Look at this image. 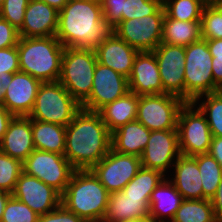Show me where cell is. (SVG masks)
Returning a JSON list of instances; mask_svg holds the SVG:
<instances>
[{
    "label": "cell",
    "mask_w": 222,
    "mask_h": 222,
    "mask_svg": "<svg viewBox=\"0 0 222 222\" xmlns=\"http://www.w3.org/2000/svg\"><path fill=\"white\" fill-rule=\"evenodd\" d=\"M111 137L98 112L81 109L66 126L64 156L76 170L91 169L110 151Z\"/></svg>",
    "instance_id": "obj_1"
},
{
    "label": "cell",
    "mask_w": 222,
    "mask_h": 222,
    "mask_svg": "<svg viewBox=\"0 0 222 222\" xmlns=\"http://www.w3.org/2000/svg\"><path fill=\"white\" fill-rule=\"evenodd\" d=\"M171 222H220L208 199L183 200Z\"/></svg>",
    "instance_id": "obj_29"
},
{
    "label": "cell",
    "mask_w": 222,
    "mask_h": 222,
    "mask_svg": "<svg viewBox=\"0 0 222 222\" xmlns=\"http://www.w3.org/2000/svg\"><path fill=\"white\" fill-rule=\"evenodd\" d=\"M210 201L213 206L215 217L222 222V178L218 185L217 192Z\"/></svg>",
    "instance_id": "obj_44"
},
{
    "label": "cell",
    "mask_w": 222,
    "mask_h": 222,
    "mask_svg": "<svg viewBox=\"0 0 222 222\" xmlns=\"http://www.w3.org/2000/svg\"><path fill=\"white\" fill-rule=\"evenodd\" d=\"M34 150L32 119L14 116L0 142V151L23 162Z\"/></svg>",
    "instance_id": "obj_22"
},
{
    "label": "cell",
    "mask_w": 222,
    "mask_h": 222,
    "mask_svg": "<svg viewBox=\"0 0 222 222\" xmlns=\"http://www.w3.org/2000/svg\"><path fill=\"white\" fill-rule=\"evenodd\" d=\"M200 39L201 21H181L165 15L161 43L186 47Z\"/></svg>",
    "instance_id": "obj_28"
},
{
    "label": "cell",
    "mask_w": 222,
    "mask_h": 222,
    "mask_svg": "<svg viewBox=\"0 0 222 222\" xmlns=\"http://www.w3.org/2000/svg\"><path fill=\"white\" fill-rule=\"evenodd\" d=\"M183 200L182 195L166 176L151 194L150 218L155 222H171Z\"/></svg>",
    "instance_id": "obj_25"
},
{
    "label": "cell",
    "mask_w": 222,
    "mask_h": 222,
    "mask_svg": "<svg viewBox=\"0 0 222 222\" xmlns=\"http://www.w3.org/2000/svg\"><path fill=\"white\" fill-rule=\"evenodd\" d=\"M23 162L0 151V190L13 193Z\"/></svg>",
    "instance_id": "obj_35"
},
{
    "label": "cell",
    "mask_w": 222,
    "mask_h": 222,
    "mask_svg": "<svg viewBox=\"0 0 222 222\" xmlns=\"http://www.w3.org/2000/svg\"><path fill=\"white\" fill-rule=\"evenodd\" d=\"M64 49L56 36L20 37L17 44L20 71L42 83L57 82Z\"/></svg>",
    "instance_id": "obj_4"
},
{
    "label": "cell",
    "mask_w": 222,
    "mask_h": 222,
    "mask_svg": "<svg viewBox=\"0 0 222 222\" xmlns=\"http://www.w3.org/2000/svg\"><path fill=\"white\" fill-rule=\"evenodd\" d=\"M208 0H165V13L181 21H201L204 6Z\"/></svg>",
    "instance_id": "obj_33"
},
{
    "label": "cell",
    "mask_w": 222,
    "mask_h": 222,
    "mask_svg": "<svg viewBox=\"0 0 222 222\" xmlns=\"http://www.w3.org/2000/svg\"><path fill=\"white\" fill-rule=\"evenodd\" d=\"M128 92H130L128 78L97 62L92 91L90 96L81 104V108L98 112L106 104L125 96Z\"/></svg>",
    "instance_id": "obj_14"
},
{
    "label": "cell",
    "mask_w": 222,
    "mask_h": 222,
    "mask_svg": "<svg viewBox=\"0 0 222 222\" xmlns=\"http://www.w3.org/2000/svg\"><path fill=\"white\" fill-rule=\"evenodd\" d=\"M127 222H155L152 218H147V219H141V220H130Z\"/></svg>",
    "instance_id": "obj_51"
},
{
    "label": "cell",
    "mask_w": 222,
    "mask_h": 222,
    "mask_svg": "<svg viewBox=\"0 0 222 222\" xmlns=\"http://www.w3.org/2000/svg\"><path fill=\"white\" fill-rule=\"evenodd\" d=\"M12 196L25 203L39 216L61 205V194L38 178L22 172Z\"/></svg>",
    "instance_id": "obj_16"
},
{
    "label": "cell",
    "mask_w": 222,
    "mask_h": 222,
    "mask_svg": "<svg viewBox=\"0 0 222 222\" xmlns=\"http://www.w3.org/2000/svg\"><path fill=\"white\" fill-rule=\"evenodd\" d=\"M12 79V74L9 73H2L0 74V102H4V97L6 94V89L10 84Z\"/></svg>",
    "instance_id": "obj_47"
},
{
    "label": "cell",
    "mask_w": 222,
    "mask_h": 222,
    "mask_svg": "<svg viewBox=\"0 0 222 222\" xmlns=\"http://www.w3.org/2000/svg\"><path fill=\"white\" fill-rule=\"evenodd\" d=\"M96 63L95 50L66 47L63 51L58 81L80 105L92 91Z\"/></svg>",
    "instance_id": "obj_5"
},
{
    "label": "cell",
    "mask_w": 222,
    "mask_h": 222,
    "mask_svg": "<svg viewBox=\"0 0 222 222\" xmlns=\"http://www.w3.org/2000/svg\"><path fill=\"white\" fill-rule=\"evenodd\" d=\"M76 169L62 154L34 150L23 161V172L53 187L61 195Z\"/></svg>",
    "instance_id": "obj_11"
},
{
    "label": "cell",
    "mask_w": 222,
    "mask_h": 222,
    "mask_svg": "<svg viewBox=\"0 0 222 222\" xmlns=\"http://www.w3.org/2000/svg\"><path fill=\"white\" fill-rule=\"evenodd\" d=\"M177 130L181 155L209 153L213 136L205 115L193 102H186L181 108Z\"/></svg>",
    "instance_id": "obj_8"
},
{
    "label": "cell",
    "mask_w": 222,
    "mask_h": 222,
    "mask_svg": "<svg viewBox=\"0 0 222 222\" xmlns=\"http://www.w3.org/2000/svg\"><path fill=\"white\" fill-rule=\"evenodd\" d=\"M11 196H12L11 193L0 190V222L3 217L5 205Z\"/></svg>",
    "instance_id": "obj_49"
},
{
    "label": "cell",
    "mask_w": 222,
    "mask_h": 222,
    "mask_svg": "<svg viewBox=\"0 0 222 222\" xmlns=\"http://www.w3.org/2000/svg\"><path fill=\"white\" fill-rule=\"evenodd\" d=\"M38 1L44 2L49 6L60 11L64 8V6L68 3L69 0H38Z\"/></svg>",
    "instance_id": "obj_50"
},
{
    "label": "cell",
    "mask_w": 222,
    "mask_h": 222,
    "mask_svg": "<svg viewBox=\"0 0 222 222\" xmlns=\"http://www.w3.org/2000/svg\"><path fill=\"white\" fill-rule=\"evenodd\" d=\"M41 84V81L28 73H13L3 102L6 109L14 116H29Z\"/></svg>",
    "instance_id": "obj_17"
},
{
    "label": "cell",
    "mask_w": 222,
    "mask_h": 222,
    "mask_svg": "<svg viewBox=\"0 0 222 222\" xmlns=\"http://www.w3.org/2000/svg\"><path fill=\"white\" fill-rule=\"evenodd\" d=\"M30 0H4L0 9V18L8 21L19 30L24 22V14Z\"/></svg>",
    "instance_id": "obj_38"
},
{
    "label": "cell",
    "mask_w": 222,
    "mask_h": 222,
    "mask_svg": "<svg viewBox=\"0 0 222 222\" xmlns=\"http://www.w3.org/2000/svg\"><path fill=\"white\" fill-rule=\"evenodd\" d=\"M193 103L205 115L212 136L222 137V90L198 96Z\"/></svg>",
    "instance_id": "obj_30"
},
{
    "label": "cell",
    "mask_w": 222,
    "mask_h": 222,
    "mask_svg": "<svg viewBox=\"0 0 222 222\" xmlns=\"http://www.w3.org/2000/svg\"><path fill=\"white\" fill-rule=\"evenodd\" d=\"M111 32L98 1L69 0L59 11L56 38L65 48L95 50Z\"/></svg>",
    "instance_id": "obj_2"
},
{
    "label": "cell",
    "mask_w": 222,
    "mask_h": 222,
    "mask_svg": "<svg viewBox=\"0 0 222 222\" xmlns=\"http://www.w3.org/2000/svg\"><path fill=\"white\" fill-rule=\"evenodd\" d=\"M20 35L8 21L0 18V49L17 46Z\"/></svg>",
    "instance_id": "obj_42"
},
{
    "label": "cell",
    "mask_w": 222,
    "mask_h": 222,
    "mask_svg": "<svg viewBox=\"0 0 222 222\" xmlns=\"http://www.w3.org/2000/svg\"><path fill=\"white\" fill-rule=\"evenodd\" d=\"M139 51L119 38L113 31L95 49L97 62L129 78Z\"/></svg>",
    "instance_id": "obj_19"
},
{
    "label": "cell",
    "mask_w": 222,
    "mask_h": 222,
    "mask_svg": "<svg viewBox=\"0 0 222 222\" xmlns=\"http://www.w3.org/2000/svg\"><path fill=\"white\" fill-rule=\"evenodd\" d=\"M39 215L25 203L11 196L4 208L1 222H38Z\"/></svg>",
    "instance_id": "obj_36"
},
{
    "label": "cell",
    "mask_w": 222,
    "mask_h": 222,
    "mask_svg": "<svg viewBox=\"0 0 222 222\" xmlns=\"http://www.w3.org/2000/svg\"><path fill=\"white\" fill-rule=\"evenodd\" d=\"M153 52L159 67L163 94H171L185 101V47L160 43Z\"/></svg>",
    "instance_id": "obj_13"
},
{
    "label": "cell",
    "mask_w": 222,
    "mask_h": 222,
    "mask_svg": "<svg viewBox=\"0 0 222 222\" xmlns=\"http://www.w3.org/2000/svg\"><path fill=\"white\" fill-rule=\"evenodd\" d=\"M209 2H212V1H222V0H208Z\"/></svg>",
    "instance_id": "obj_53"
},
{
    "label": "cell",
    "mask_w": 222,
    "mask_h": 222,
    "mask_svg": "<svg viewBox=\"0 0 222 222\" xmlns=\"http://www.w3.org/2000/svg\"><path fill=\"white\" fill-rule=\"evenodd\" d=\"M109 194L90 169L75 170L61 195V204L86 222H102Z\"/></svg>",
    "instance_id": "obj_3"
},
{
    "label": "cell",
    "mask_w": 222,
    "mask_h": 222,
    "mask_svg": "<svg viewBox=\"0 0 222 222\" xmlns=\"http://www.w3.org/2000/svg\"><path fill=\"white\" fill-rule=\"evenodd\" d=\"M81 109V105L59 81L44 82L38 89L29 117L66 127Z\"/></svg>",
    "instance_id": "obj_6"
},
{
    "label": "cell",
    "mask_w": 222,
    "mask_h": 222,
    "mask_svg": "<svg viewBox=\"0 0 222 222\" xmlns=\"http://www.w3.org/2000/svg\"><path fill=\"white\" fill-rule=\"evenodd\" d=\"M197 164L202 180L203 199L211 200L222 178V166L209 153L197 155Z\"/></svg>",
    "instance_id": "obj_31"
},
{
    "label": "cell",
    "mask_w": 222,
    "mask_h": 222,
    "mask_svg": "<svg viewBox=\"0 0 222 222\" xmlns=\"http://www.w3.org/2000/svg\"><path fill=\"white\" fill-rule=\"evenodd\" d=\"M178 130L151 131L140 159L142 167L158 170L163 175L180 156Z\"/></svg>",
    "instance_id": "obj_15"
},
{
    "label": "cell",
    "mask_w": 222,
    "mask_h": 222,
    "mask_svg": "<svg viewBox=\"0 0 222 222\" xmlns=\"http://www.w3.org/2000/svg\"><path fill=\"white\" fill-rule=\"evenodd\" d=\"M38 222H86L75 213L68 211L62 204L49 213L39 216Z\"/></svg>",
    "instance_id": "obj_41"
},
{
    "label": "cell",
    "mask_w": 222,
    "mask_h": 222,
    "mask_svg": "<svg viewBox=\"0 0 222 222\" xmlns=\"http://www.w3.org/2000/svg\"><path fill=\"white\" fill-rule=\"evenodd\" d=\"M162 5L159 0H123L122 20L152 15Z\"/></svg>",
    "instance_id": "obj_37"
},
{
    "label": "cell",
    "mask_w": 222,
    "mask_h": 222,
    "mask_svg": "<svg viewBox=\"0 0 222 222\" xmlns=\"http://www.w3.org/2000/svg\"><path fill=\"white\" fill-rule=\"evenodd\" d=\"M209 154L222 166V137H212Z\"/></svg>",
    "instance_id": "obj_46"
},
{
    "label": "cell",
    "mask_w": 222,
    "mask_h": 222,
    "mask_svg": "<svg viewBox=\"0 0 222 222\" xmlns=\"http://www.w3.org/2000/svg\"><path fill=\"white\" fill-rule=\"evenodd\" d=\"M172 169L173 177H167L185 200L203 199L202 180L196 156L180 155Z\"/></svg>",
    "instance_id": "obj_23"
},
{
    "label": "cell",
    "mask_w": 222,
    "mask_h": 222,
    "mask_svg": "<svg viewBox=\"0 0 222 222\" xmlns=\"http://www.w3.org/2000/svg\"><path fill=\"white\" fill-rule=\"evenodd\" d=\"M103 19L113 28L122 21L123 0H101Z\"/></svg>",
    "instance_id": "obj_39"
},
{
    "label": "cell",
    "mask_w": 222,
    "mask_h": 222,
    "mask_svg": "<svg viewBox=\"0 0 222 222\" xmlns=\"http://www.w3.org/2000/svg\"><path fill=\"white\" fill-rule=\"evenodd\" d=\"M201 38L222 39V1L208 2L201 17Z\"/></svg>",
    "instance_id": "obj_34"
},
{
    "label": "cell",
    "mask_w": 222,
    "mask_h": 222,
    "mask_svg": "<svg viewBox=\"0 0 222 222\" xmlns=\"http://www.w3.org/2000/svg\"><path fill=\"white\" fill-rule=\"evenodd\" d=\"M138 96L128 92L125 96L106 104L98 113L109 131L112 133L122 125L136 120Z\"/></svg>",
    "instance_id": "obj_26"
},
{
    "label": "cell",
    "mask_w": 222,
    "mask_h": 222,
    "mask_svg": "<svg viewBox=\"0 0 222 222\" xmlns=\"http://www.w3.org/2000/svg\"><path fill=\"white\" fill-rule=\"evenodd\" d=\"M150 197L125 195L122 191L110 193L102 222H127L149 218Z\"/></svg>",
    "instance_id": "obj_21"
},
{
    "label": "cell",
    "mask_w": 222,
    "mask_h": 222,
    "mask_svg": "<svg viewBox=\"0 0 222 222\" xmlns=\"http://www.w3.org/2000/svg\"><path fill=\"white\" fill-rule=\"evenodd\" d=\"M59 11L48 4L30 0L25 9L24 22L18 30L20 37L56 36Z\"/></svg>",
    "instance_id": "obj_20"
},
{
    "label": "cell",
    "mask_w": 222,
    "mask_h": 222,
    "mask_svg": "<svg viewBox=\"0 0 222 222\" xmlns=\"http://www.w3.org/2000/svg\"><path fill=\"white\" fill-rule=\"evenodd\" d=\"M4 0H0V9L2 8Z\"/></svg>",
    "instance_id": "obj_52"
},
{
    "label": "cell",
    "mask_w": 222,
    "mask_h": 222,
    "mask_svg": "<svg viewBox=\"0 0 222 222\" xmlns=\"http://www.w3.org/2000/svg\"><path fill=\"white\" fill-rule=\"evenodd\" d=\"M212 76L214 83L222 90V55L212 57Z\"/></svg>",
    "instance_id": "obj_43"
},
{
    "label": "cell",
    "mask_w": 222,
    "mask_h": 222,
    "mask_svg": "<svg viewBox=\"0 0 222 222\" xmlns=\"http://www.w3.org/2000/svg\"><path fill=\"white\" fill-rule=\"evenodd\" d=\"M185 103L167 93L138 96L136 120L150 131L177 130L179 112Z\"/></svg>",
    "instance_id": "obj_9"
},
{
    "label": "cell",
    "mask_w": 222,
    "mask_h": 222,
    "mask_svg": "<svg viewBox=\"0 0 222 222\" xmlns=\"http://www.w3.org/2000/svg\"><path fill=\"white\" fill-rule=\"evenodd\" d=\"M20 71L17 46L0 49V74Z\"/></svg>",
    "instance_id": "obj_40"
},
{
    "label": "cell",
    "mask_w": 222,
    "mask_h": 222,
    "mask_svg": "<svg viewBox=\"0 0 222 222\" xmlns=\"http://www.w3.org/2000/svg\"><path fill=\"white\" fill-rule=\"evenodd\" d=\"M128 82L129 91L137 96L163 94L159 67L153 51L138 52Z\"/></svg>",
    "instance_id": "obj_18"
},
{
    "label": "cell",
    "mask_w": 222,
    "mask_h": 222,
    "mask_svg": "<svg viewBox=\"0 0 222 222\" xmlns=\"http://www.w3.org/2000/svg\"><path fill=\"white\" fill-rule=\"evenodd\" d=\"M150 133L138 120L131 121L112 132L111 148L118 153L141 157Z\"/></svg>",
    "instance_id": "obj_24"
},
{
    "label": "cell",
    "mask_w": 222,
    "mask_h": 222,
    "mask_svg": "<svg viewBox=\"0 0 222 222\" xmlns=\"http://www.w3.org/2000/svg\"><path fill=\"white\" fill-rule=\"evenodd\" d=\"M185 102L220 91L212 76V55L207 41L200 39L185 47Z\"/></svg>",
    "instance_id": "obj_7"
},
{
    "label": "cell",
    "mask_w": 222,
    "mask_h": 222,
    "mask_svg": "<svg viewBox=\"0 0 222 222\" xmlns=\"http://www.w3.org/2000/svg\"><path fill=\"white\" fill-rule=\"evenodd\" d=\"M165 15L162 5L152 15L120 21L112 31L139 52L154 51L161 43Z\"/></svg>",
    "instance_id": "obj_10"
},
{
    "label": "cell",
    "mask_w": 222,
    "mask_h": 222,
    "mask_svg": "<svg viewBox=\"0 0 222 222\" xmlns=\"http://www.w3.org/2000/svg\"><path fill=\"white\" fill-rule=\"evenodd\" d=\"M166 177L158 170L141 167L135 177L121 190L125 195L151 196Z\"/></svg>",
    "instance_id": "obj_32"
},
{
    "label": "cell",
    "mask_w": 222,
    "mask_h": 222,
    "mask_svg": "<svg viewBox=\"0 0 222 222\" xmlns=\"http://www.w3.org/2000/svg\"><path fill=\"white\" fill-rule=\"evenodd\" d=\"M212 57L222 55V39L206 40Z\"/></svg>",
    "instance_id": "obj_48"
},
{
    "label": "cell",
    "mask_w": 222,
    "mask_h": 222,
    "mask_svg": "<svg viewBox=\"0 0 222 222\" xmlns=\"http://www.w3.org/2000/svg\"><path fill=\"white\" fill-rule=\"evenodd\" d=\"M141 167L140 157L118 153L111 148L90 170L109 193H114L121 191Z\"/></svg>",
    "instance_id": "obj_12"
},
{
    "label": "cell",
    "mask_w": 222,
    "mask_h": 222,
    "mask_svg": "<svg viewBox=\"0 0 222 222\" xmlns=\"http://www.w3.org/2000/svg\"><path fill=\"white\" fill-rule=\"evenodd\" d=\"M32 135L36 150L64 155L65 126L32 119Z\"/></svg>",
    "instance_id": "obj_27"
},
{
    "label": "cell",
    "mask_w": 222,
    "mask_h": 222,
    "mask_svg": "<svg viewBox=\"0 0 222 222\" xmlns=\"http://www.w3.org/2000/svg\"><path fill=\"white\" fill-rule=\"evenodd\" d=\"M14 117L5 107L3 103L0 102V142L7 131L8 125L12 118Z\"/></svg>",
    "instance_id": "obj_45"
}]
</instances>
